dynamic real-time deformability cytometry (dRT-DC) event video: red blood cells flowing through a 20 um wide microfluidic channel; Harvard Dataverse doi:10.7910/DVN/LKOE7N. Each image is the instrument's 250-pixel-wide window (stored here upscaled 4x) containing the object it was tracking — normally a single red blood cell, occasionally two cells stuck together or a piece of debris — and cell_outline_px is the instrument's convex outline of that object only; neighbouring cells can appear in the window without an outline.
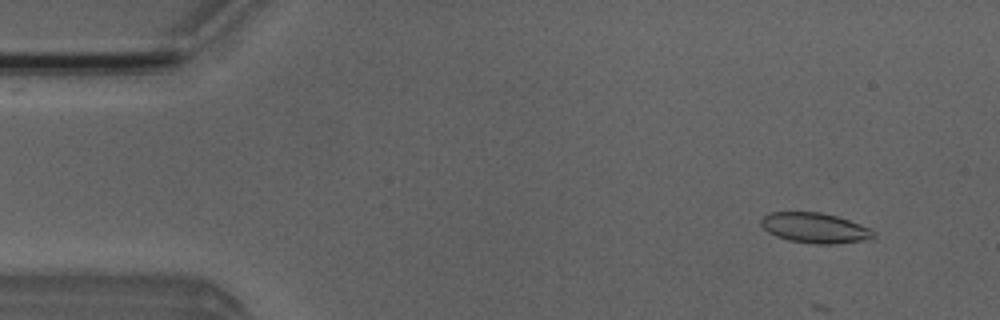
{"species": "Egyptian fruit bat (a non-hibernating species)", "species_latin": "Rousettus aegyptiacus", "temperature_condition": "room temperature", "stored_images_in_passage": 5, "camera_frame_rate_fps": 3000, "um_per_image_px": 0.085, "animal": {"sex": "male"}, "frame": {"image": 1, "passage_image": 2, "time_ms": 1.333, "image_size_px": [1000, 320], "cell_outline_px": [[876, 236], [868, 240], [836, 244], [812, 244], [788, 240], [776, 236], [768, 232], [760, 224], [760, 220], [768, 212], [820, 212], [836, 216], [860, 224], [876, 232]], "centroid_in_image_um": [69.27, 19.38], "position_along_channel_um": 15.7, "area_um2": 19.94}}